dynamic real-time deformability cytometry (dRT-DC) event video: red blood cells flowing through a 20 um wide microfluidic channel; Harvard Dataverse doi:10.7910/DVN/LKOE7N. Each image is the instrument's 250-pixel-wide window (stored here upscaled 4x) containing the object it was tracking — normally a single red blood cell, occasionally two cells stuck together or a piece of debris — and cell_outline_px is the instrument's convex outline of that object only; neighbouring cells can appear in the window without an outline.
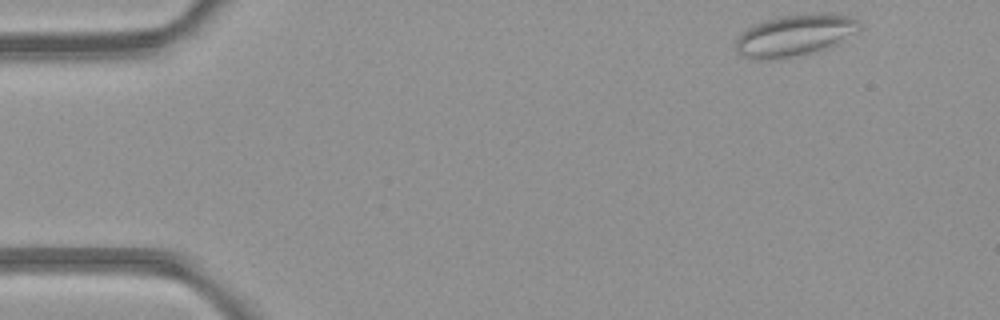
{"species": "common noctule bat (a hibernating species)", "species_latin": "Nyctalus noctula", "temperature_condition": "room temperature", "stored_images_in_passage": 45, "camera_frame_rate_fps": 3000, "um_per_image_px": 0.085, "animal": {"sex": "female", "body_mass_g": 21.9}, "frame": {"image": 1, "passage_image": 1, "time_ms": 0.0, "image_size_px": [1000, 320], "cell_outline_px": [[860, 28], [836, 44], [820, 52], [784, 60], [752, 60], [736, 52], [736, 40], [748, 28], [756, 24], [780, 16], [820, 12], [832, 12], [848, 16], [856, 20], [860, 24]], "centroid_in_image_um": [67.56, 3.04], "position_along_channel_um": 17.4, "area_um2": 30.4}}
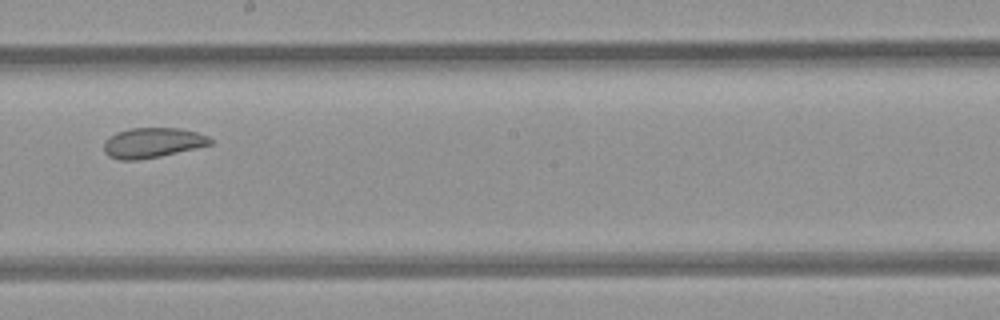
{"frame": {"image": 2, "passage_image": 24, "time_ms": 7.667, "image_size_px": [1000, 320], "cell_outline_px": [[212, 144], [196, 148], [160, 156], [136, 160], [120, 160], [108, 156], [104, 152], [104, 140], [108, 136], [116, 132], [128, 128], [180, 128], [196, 132], [208, 136], [212, 140]], "centroid_in_image_um": [12.92, 12.13], "position_along_channel_um": 235.3, "area_um2": 18.73}}
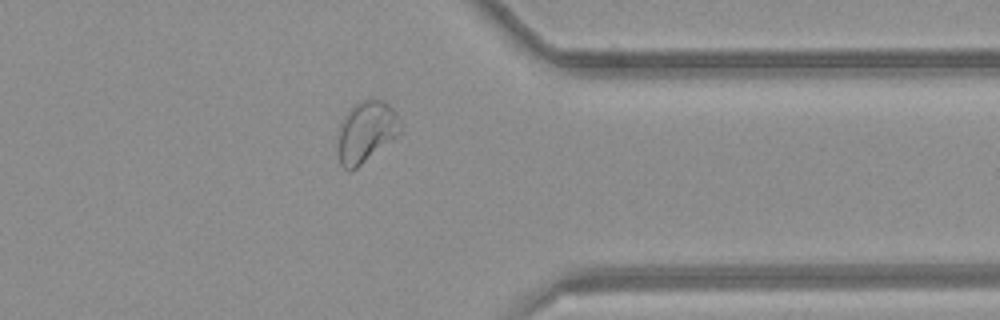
{"frame": {"image": 3, "passage_image": 35, "time_ms": 11.333, "image_size_px": [1000, 320], "cell_outline_px": [[400, 132], [396, 136], [356, 168], [348, 172], [340, 164], [340, 124], [344, 116], [352, 104], [360, 100], [372, 96], [384, 100], [396, 112], [400, 120]], "centroid_in_image_um": [31.14, 11.12], "position_along_channel_um": 380.3, "area_um2": 22.08}, "authors_computed_cell_mechanics": {"area_um2": 23.5824, "velocity_mm_per_s": 4.2163, "shape_relaxation_time_tau1_ms": null, "shape_relaxation_time_tau2_ms": 1.7912, "deformation_change_tau1": null, "deformation_change_tau2": 0.0639}}